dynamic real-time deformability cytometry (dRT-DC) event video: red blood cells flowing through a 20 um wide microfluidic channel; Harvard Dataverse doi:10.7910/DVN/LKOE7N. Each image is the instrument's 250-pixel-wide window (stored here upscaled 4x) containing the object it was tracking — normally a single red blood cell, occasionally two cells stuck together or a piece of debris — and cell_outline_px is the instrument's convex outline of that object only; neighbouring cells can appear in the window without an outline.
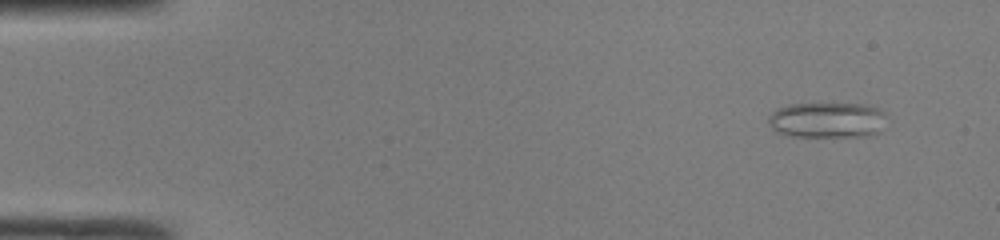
{"species": "common noctule bat (a hibernating species)", "species_latin": "Nyctalus noctula", "temperature_condition": "room temperature", "stored_images_in_passage": 48, "camera_frame_rate_fps": 3000, "um_per_image_px": 0.085, "animal": {"sex": "male", "body_mass_g": 19.0, "forearm_length_mm": 50.8}, "frame": {"image": 1, "passage_image": 4, "time_ms": 1.0, "image_size_px": [1000, 240], "cell_outline_px": [[884, 116], [880, 132], [872, 136], [784, 136], [776, 132], [768, 124], [768, 116], [776, 108], [788, 104], [864, 104], [876, 108], [884, 112]], "centroid_in_image_um": [70.25, 10.21], "position_along_channel_um": 14.7, "area_um2": 24.62}}
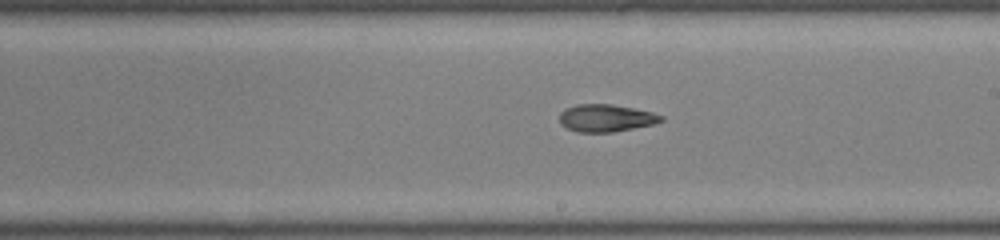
{"frame": {"image": 2, "passage_image": 28, "time_ms": 9.0, "image_size_px": [1000, 240], "cell_outline_px": [[664, 120], [656, 124], [612, 132], [576, 132], [560, 124], [560, 112], [564, 108], [576, 104], [612, 104], [652, 112], [664, 116]], "centroid_in_image_um": [51.51, 10.03], "position_along_channel_um": 237.5, "area_um2": 16.36}}
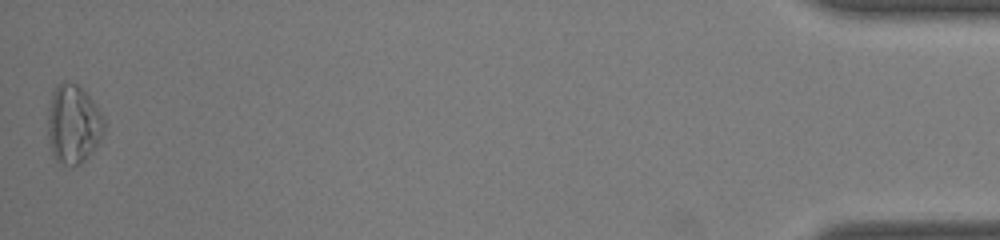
{"frame": {"image": 3, "passage_image": 48, "time_ms": 15.667, "image_size_px": [1000, 240], "cell_outline_px": [[104, 132], [92, 152], [80, 164], [72, 168], [56, 160], [52, 156], [48, 144], [48, 108], [52, 88], [56, 84], [64, 80], [80, 84], [88, 92], [104, 116]], "centroid_in_image_um": [6.21, 10.5], "position_along_channel_um": 429.0, "area_um2": 26.82}, "authors_computed_cell_mechanics": {"area_um2": 18.1492, "velocity_mm_per_s": 4.2265, "shape_relaxation_time_tau1_ms": null, "shape_relaxation_time_tau2_ms": 2.9273, "deformation_change_tau1": null, "deformation_change_tau2": 0.1119}}